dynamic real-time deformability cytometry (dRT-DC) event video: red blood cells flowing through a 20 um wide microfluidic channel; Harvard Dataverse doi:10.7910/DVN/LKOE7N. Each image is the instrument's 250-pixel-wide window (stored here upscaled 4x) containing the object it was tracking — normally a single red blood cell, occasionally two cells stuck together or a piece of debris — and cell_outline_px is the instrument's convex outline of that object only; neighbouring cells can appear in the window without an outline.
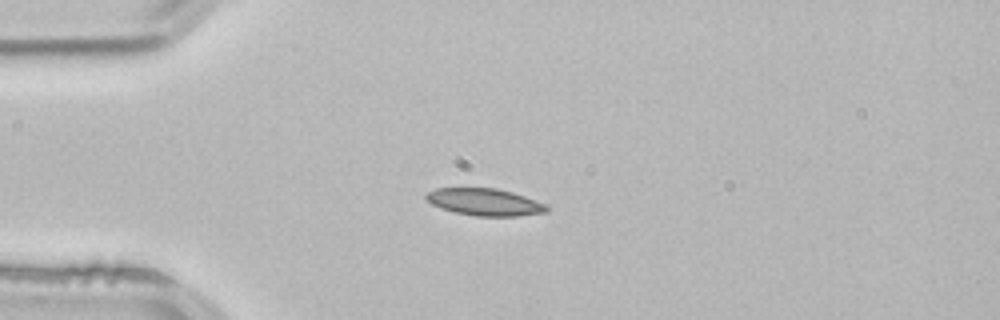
{"species": "common noctule bat (a hibernating species)", "species_latin": "Nyctalus noctula", "temperature_condition": "room temperature", "stored_images_in_passage": 1, "camera_frame_rate_fps": 3000, "um_per_image_px": 0.085, "animal": {"sex": "male", "body_mass_g": 21.5, "forearm_length_mm": 52.0}, "frame": {"image": 1, "passage_image": 1, "time_ms": 0.0, "image_size_px": [1000, 320], "cell_outline_px": [[548, 212], [516, 216], [476, 216], [456, 212], [432, 204], [424, 196], [428, 192], [436, 188], [496, 188], [512, 192], [548, 204]], "centroid_in_image_um": [41.25, 17.17], "position_along_channel_um": 43.8, "area_um2": 18.9}}